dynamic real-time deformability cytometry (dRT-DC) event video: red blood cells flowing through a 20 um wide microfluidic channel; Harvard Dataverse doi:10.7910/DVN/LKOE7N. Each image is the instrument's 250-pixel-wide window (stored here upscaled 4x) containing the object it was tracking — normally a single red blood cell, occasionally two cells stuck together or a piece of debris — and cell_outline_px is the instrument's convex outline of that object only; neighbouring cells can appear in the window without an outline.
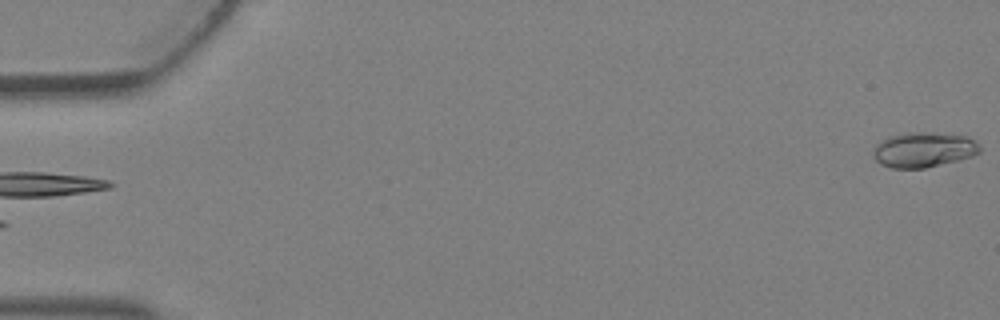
{"species": "Egyptian fruit bat (a non-hibernating species)", "species_latin": "Rousettus aegyptiacus", "temperature_condition": "warm", "stored_images_in_passage": 5, "camera_frame_rate_fps": 3000, "um_per_image_px": 0.085, "animal": {"sex": "female"}, "frame": {"image": 1, "passage_image": 5, "time_ms": 1.333, "image_size_px": [1000, 320], "cell_outline_px": [[980, 152], [972, 156], [924, 168], [892, 168], [880, 164], [872, 156], [872, 152], [876, 144], [880, 140], [888, 136], [908, 132], [924, 132], [968, 136], [980, 148]], "centroid_in_image_um": [78.43, 12.72], "position_along_channel_um": 6.6, "area_um2": 21.68}}